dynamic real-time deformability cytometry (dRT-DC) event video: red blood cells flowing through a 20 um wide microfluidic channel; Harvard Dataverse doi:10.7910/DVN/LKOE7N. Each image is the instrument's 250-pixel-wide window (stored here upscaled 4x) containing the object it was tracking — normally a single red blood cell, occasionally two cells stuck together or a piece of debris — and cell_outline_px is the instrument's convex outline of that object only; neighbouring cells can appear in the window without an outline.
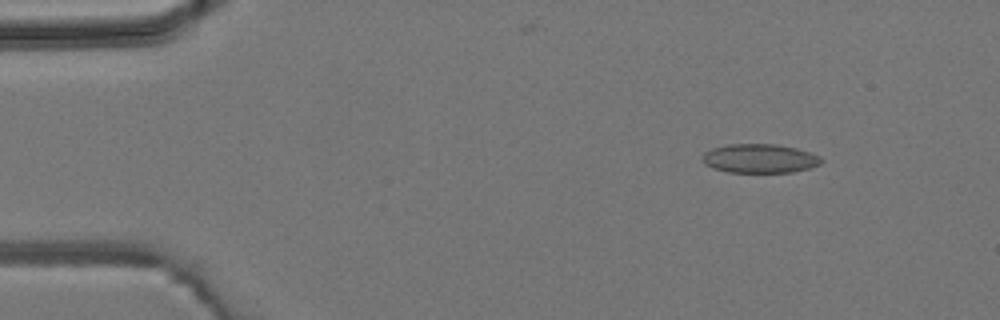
{"species": "common noctule bat (a hibernating species)", "species_latin": "Nyctalus noctula", "temperature_condition": "room temperature", "stored_images_in_passage": 6, "camera_frame_rate_fps": 3000, "um_per_image_px": 0.085, "animal": {"sex": "male", "body_mass_g": 19.2, "forearm_length_mm": 51.8}, "frame": {"image": 1, "passage_image": 1, "time_ms": 0.0, "image_size_px": [1000, 320], "cell_outline_px": [[824, 160], [820, 164], [808, 168], [792, 172], [728, 172], [712, 168], [704, 164], [700, 160], [700, 156], [704, 152], [712, 148], [728, 144], [776, 144], [796, 148], [820, 156]], "centroid_in_image_um": [64.52, 13.47], "position_along_channel_um": 20.5, "area_um2": 20.23}}